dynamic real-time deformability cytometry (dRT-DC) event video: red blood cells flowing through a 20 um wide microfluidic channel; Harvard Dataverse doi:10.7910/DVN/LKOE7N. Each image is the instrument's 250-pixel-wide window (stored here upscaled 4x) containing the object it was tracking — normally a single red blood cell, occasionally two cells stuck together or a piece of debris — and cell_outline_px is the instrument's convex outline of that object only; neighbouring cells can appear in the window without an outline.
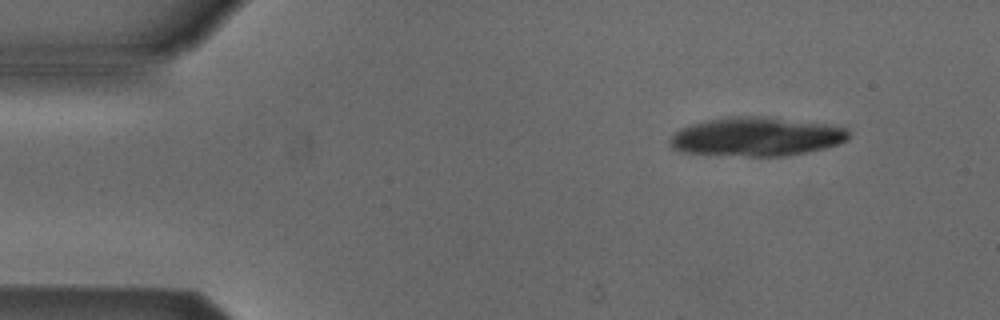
{"species": "Egyptian fruit bat (a non-hibernating species)", "species_latin": "Rousettus aegyptiacus", "temperature_condition": "cold", "stored_images_in_passage": 7, "camera_frame_rate_fps": 3000, "um_per_image_px": 0.085, "animal": {"sex": "male"}, "frame": {"image": 1, "passage_image": 1, "time_ms": 0.0, "image_size_px": [1000, 320], "cell_outline_px": [[852, 136], [848, 140], [840, 144], [828, 148], [808, 152], [784, 156], [748, 156], [680, 152], [672, 148], [668, 144], [668, 140], [680, 128], [704, 120], [728, 116], [764, 116], [840, 124], [848, 128]], "centroid_in_image_um": [64.41, 11.6], "position_along_channel_um": 20.6, "area_um2": 41.62}}
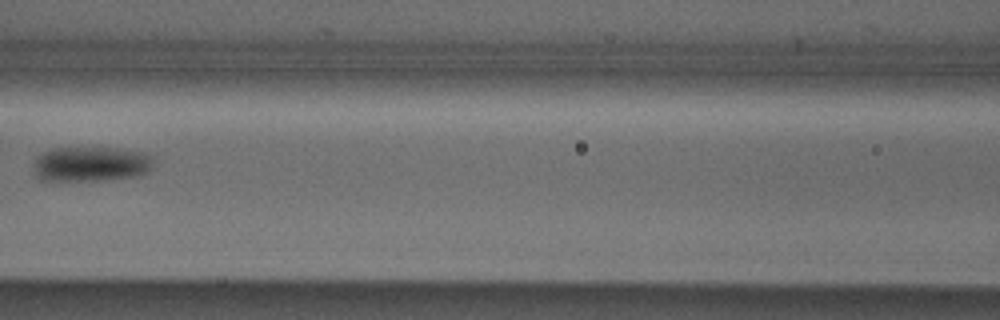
{"frame": {"image": 2, "passage_image": 6, "time_ms": 6.0, "image_size_px": [1000, 320], "cell_outline_px": [[156, 156], [152, 168], [140, 176], [100, 180], [40, 180], [36, 176], [36, 160], [44, 152], [56, 148], [120, 148], [140, 152]], "centroid_in_image_um": [7.83, 13.94], "position_along_channel_um": 158.8, "area_um2": 24.28}}
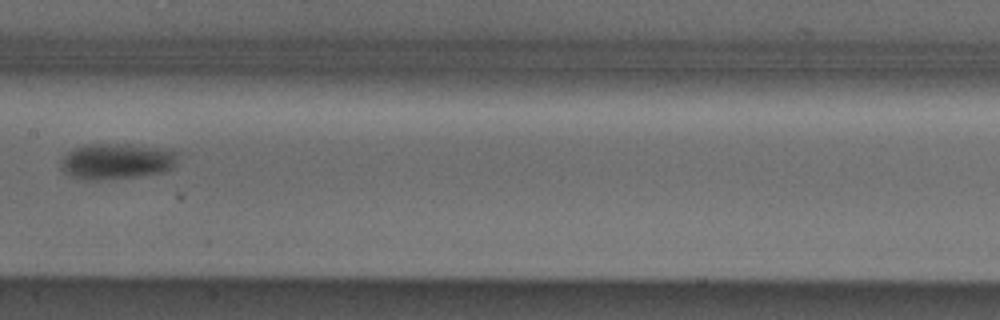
{"frame": {"image": 3, "passage_image": 7, "time_ms": 7.0, "image_size_px": [1000, 320], "cell_outline_px": [[176, 152], [172, 168], [164, 172], [132, 176], [96, 180], [88, 180], [72, 176], [64, 172], [64, 156], [68, 152], [76, 148], [88, 144], [128, 144]], "centroid_in_image_um": [9.88, 13.71], "position_along_channel_um": 197.5, "area_um2": 23.29}}